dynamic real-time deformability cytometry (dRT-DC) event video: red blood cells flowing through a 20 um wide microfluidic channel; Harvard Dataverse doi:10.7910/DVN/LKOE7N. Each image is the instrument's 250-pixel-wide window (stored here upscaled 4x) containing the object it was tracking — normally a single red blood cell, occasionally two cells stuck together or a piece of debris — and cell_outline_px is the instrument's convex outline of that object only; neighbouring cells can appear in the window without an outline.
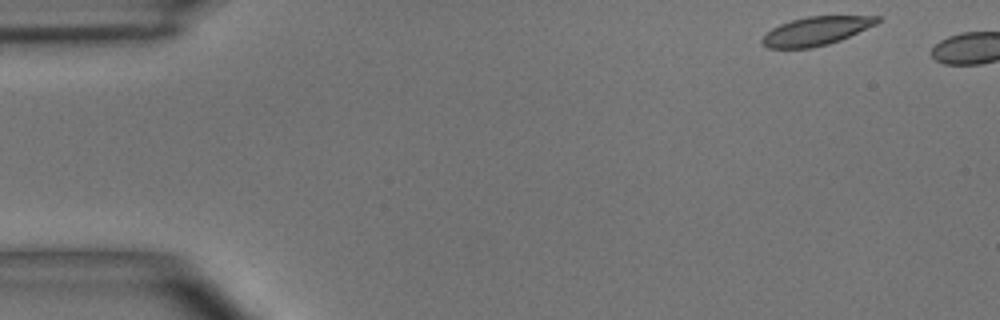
{"species": "common noctule bat (a hibernating species)", "species_latin": "Nyctalus noctula", "temperature_condition": "room temperature", "stored_images_in_passage": 3, "camera_frame_rate_fps": 3000, "um_per_image_px": 0.085, "animal": {"sex": "male", "body_mass_g": 15.6}, "frame": {"image": 1, "passage_image": 1, "time_ms": 0.0, "image_size_px": [1000, 320], "cell_outline_px": [[880, 20], [876, 24], [840, 40], [828, 44], [812, 48], [768, 48], [760, 40], [772, 28], [780, 24], [792, 20], [808, 16], [880, 16]], "centroid_in_image_um": [69.36, 2.63], "position_along_channel_um": 15.6, "area_um2": 18.96}}